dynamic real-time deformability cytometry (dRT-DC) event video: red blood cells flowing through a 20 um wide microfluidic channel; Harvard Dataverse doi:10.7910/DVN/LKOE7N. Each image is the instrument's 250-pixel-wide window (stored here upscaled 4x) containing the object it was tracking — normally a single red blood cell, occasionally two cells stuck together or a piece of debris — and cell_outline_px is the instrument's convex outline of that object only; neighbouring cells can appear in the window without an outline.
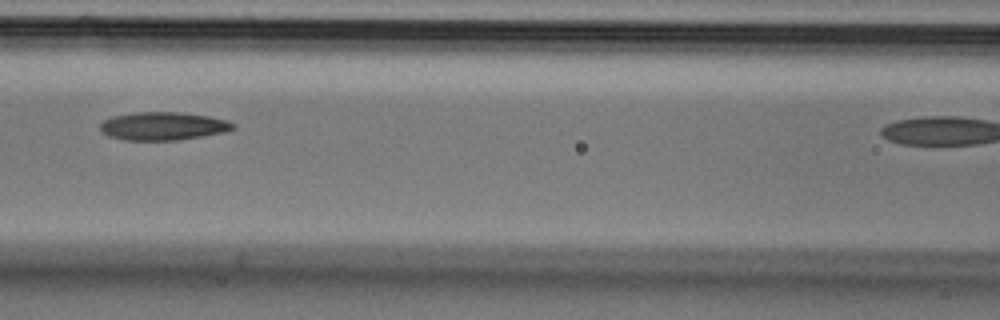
{"species": "Egyptian fruit bat (a non-hibernating species)", "species_latin": "Rousettus aegyptiacus", "temperature_condition": "cold", "stored_images_in_passage": 5, "camera_frame_rate_fps": 3000, "um_per_image_px": 0.085, "animal": {"sex": "male"}, "frame": {"image": 1, "passage_image": 3, "time_ms": 0.667, "image_size_px": [1000, 320], "cell_outline_px": [[236, 128], [224, 132], [176, 140], [124, 140], [108, 136], [100, 128], [100, 124], [104, 120], [112, 116], [136, 112], [180, 112], [208, 116], [224, 120], [236, 124]], "centroid_in_image_um": [13.84, 10.71], "position_along_channel_um": 152.8, "area_um2": 21.62}}
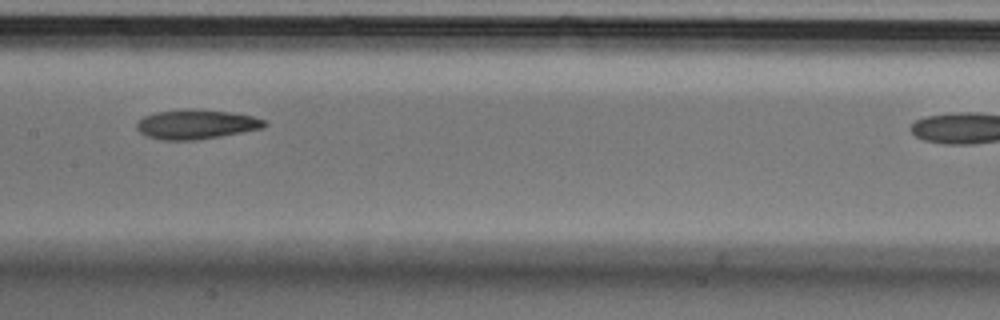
{"frame": {"image": 2, "passage_image": 4, "time_ms": 1.0, "image_size_px": [1000, 320], "cell_outline_px": [[268, 124], [264, 128], [200, 140], [160, 140], [144, 136], [136, 128], [136, 124], [144, 116], [156, 112], [188, 108], [200, 108], [232, 112], [252, 116], [264, 120]], "centroid_in_image_um": [16.68, 10.56], "position_along_channel_um": 190.7, "area_um2": 22.37}}